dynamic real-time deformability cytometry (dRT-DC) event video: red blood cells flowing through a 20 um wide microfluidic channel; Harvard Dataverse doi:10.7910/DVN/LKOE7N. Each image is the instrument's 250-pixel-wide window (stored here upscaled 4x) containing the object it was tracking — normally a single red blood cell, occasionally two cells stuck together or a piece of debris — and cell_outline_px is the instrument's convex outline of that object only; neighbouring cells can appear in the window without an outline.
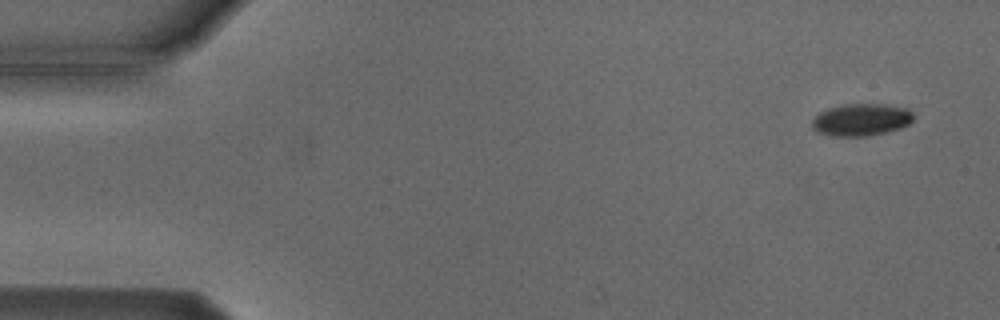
{"species": "Egyptian fruit bat (a non-hibernating species)", "species_latin": "Rousettus aegyptiacus", "temperature_condition": "cold", "stored_images_in_passage": 4, "camera_frame_rate_fps": 3000, "um_per_image_px": 0.085, "animal": {"sex": "male"}, "frame": {"image": 1, "passage_image": 1, "time_ms": 0.0, "image_size_px": [1000, 320], "cell_outline_px": [[912, 120], [908, 124], [900, 128], [884, 132], [864, 136], [832, 136], [816, 132], [812, 128], [812, 120], [820, 112], [828, 108], [840, 104], [888, 104], [908, 108], [912, 112]], "centroid_in_image_um": [73.18, 10.16], "position_along_channel_um": 11.8, "area_um2": 19.07}}